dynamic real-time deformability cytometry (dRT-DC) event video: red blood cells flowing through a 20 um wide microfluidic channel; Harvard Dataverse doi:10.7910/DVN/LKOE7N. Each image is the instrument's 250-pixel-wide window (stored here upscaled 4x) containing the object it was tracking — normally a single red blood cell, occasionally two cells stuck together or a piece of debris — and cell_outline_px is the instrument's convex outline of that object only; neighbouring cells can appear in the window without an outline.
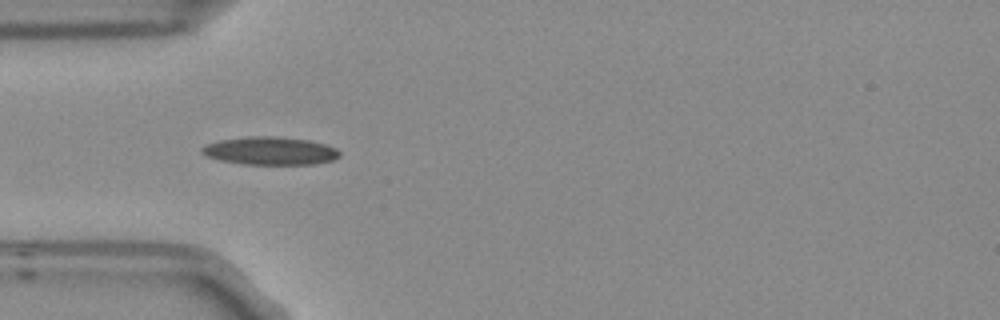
{"species": "Egyptian fruit bat (a non-hibernating species)", "species_latin": "Rousettus aegyptiacus", "temperature_condition": "room temperature", "stored_images_in_passage": 6, "camera_frame_rate_fps": 3000, "um_per_image_px": 0.085, "frame": {"image": 1, "passage_image": 5, "time_ms": 1.333, "image_size_px": [1000, 320], "cell_outline_px": [[340, 156], [332, 160], [312, 164], [240, 164], [220, 160], [204, 156], [200, 152], [200, 148], [208, 144], [220, 140], [252, 136], [276, 136], [308, 140], [324, 144], [336, 148], [340, 152]], "centroid_in_image_um": [22.93, 12.82], "position_along_channel_um": 62.1, "area_um2": 22.43}}